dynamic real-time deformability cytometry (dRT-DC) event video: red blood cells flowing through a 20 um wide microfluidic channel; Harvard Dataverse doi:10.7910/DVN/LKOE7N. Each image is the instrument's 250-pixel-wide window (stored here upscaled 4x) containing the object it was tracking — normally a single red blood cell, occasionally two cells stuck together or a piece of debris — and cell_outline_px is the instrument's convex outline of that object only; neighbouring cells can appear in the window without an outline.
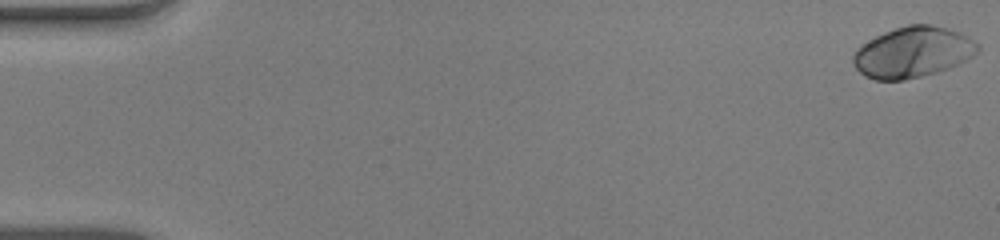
{"species": "human", "species_latin": "Homo sapiens", "temperature_condition": "warm", "stored_images_in_passage": 54, "camera_frame_rate_fps": 3000, "um_per_image_px": 0.085, "donor": {"sex": "male"}, "frame": {"image": 1, "passage_image": 1, "time_ms": 0.0, "image_size_px": [1000, 240], "cell_outline_px": [[980, 48], [972, 56], [948, 68], [936, 72], [904, 80], [876, 80], [864, 76], [852, 64], [852, 56], [856, 48], [860, 44], [884, 32], [908, 24], [932, 24], [948, 28], [960, 32], [968, 36], [980, 44]], "centroid_in_image_um": [77.56, 4.42], "position_along_channel_um": 7.4, "area_um2": 36.93}}
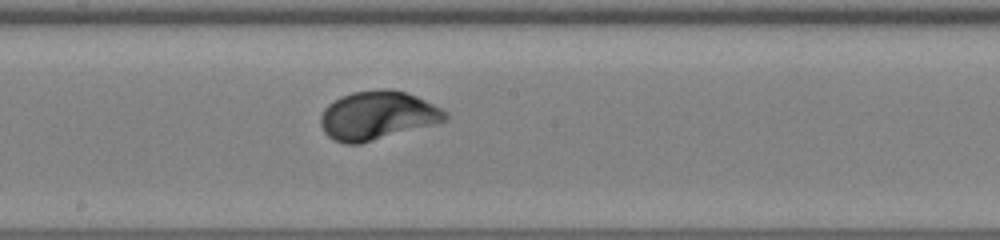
{"frame": {"image": 2, "passage_image": 30, "time_ms": 9.667, "image_size_px": [1000, 240], "cell_outline_px": [[448, 120], [360, 144], [344, 144], [328, 136], [324, 132], [320, 124], [320, 116], [324, 108], [332, 100], [340, 96], [352, 92], [380, 88], [388, 88], [404, 92], [416, 96], [448, 112]], "centroid_in_image_um": [32.04, 9.8], "position_along_channel_um": 216.2, "area_um2": 35.37}}
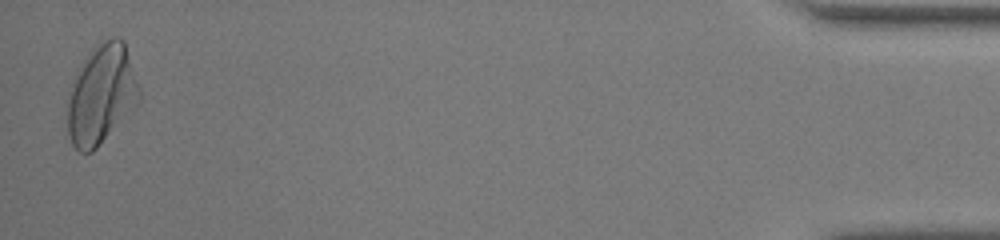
{"frame": {"image": 3, "passage_image": 53, "time_ms": 17.333, "image_size_px": [1000, 240], "cell_outline_px": [[140, 96], [96, 148], [92, 152], [80, 152], [72, 144], [68, 132], [68, 88], [72, 80], [88, 52], [100, 40], [112, 36], [116, 36], [124, 40], [140, 88]], "centroid_in_image_um": [8.57, 7.94], "position_along_channel_um": 426.6, "area_um2": 40.86}, "authors_computed_cell_mechanics": {"area_um2": 34.5644, "velocity_mm_per_s": 3.8957, "shape_relaxation_time_tau1_ms": 1.9832, "shape_relaxation_time_tau2_ms": null, "deformation_change_tau1": 0.1429, "deformation_change_tau2": null}}